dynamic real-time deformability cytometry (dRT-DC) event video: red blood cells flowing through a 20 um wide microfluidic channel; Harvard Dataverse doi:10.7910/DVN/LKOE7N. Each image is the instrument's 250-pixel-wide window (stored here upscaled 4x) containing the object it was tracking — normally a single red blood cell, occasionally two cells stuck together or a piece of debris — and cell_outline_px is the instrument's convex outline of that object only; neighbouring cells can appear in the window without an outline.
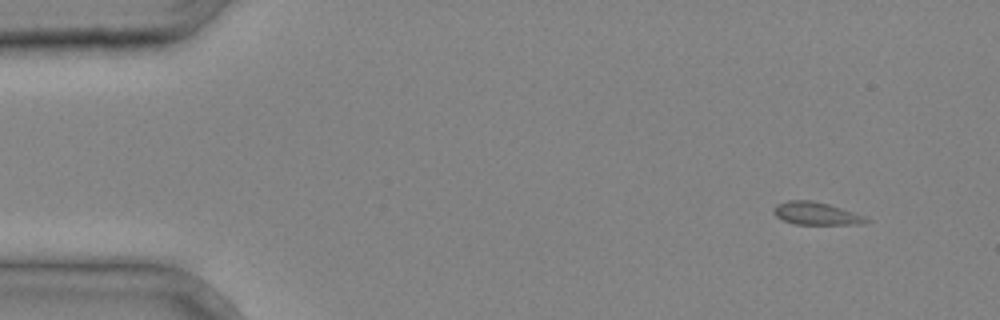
{"species": "common noctule bat (a hibernating species)", "species_latin": "Nyctalus noctula", "temperature_condition": "cold", "stored_images_in_passage": 5, "camera_frame_rate_fps": 3000, "um_per_image_px": 0.085, "animal": {"sex": "male", "body_mass_g": 20.4}, "frame": {"image": 1, "passage_image": 1, "time_ms": 0.0, "image_size_px": [1000, 320], "cell_outline_px": [[872, 220], [864, 224], [792, 224], [776, 216], [772, 212], [772, 208], [776, 204], [788, 200], [812, 200], [828, 204], [864, 216]], "centroid_in_image_um": [69.34, 18.15], "position_along_channel_um": 15.7, "area_um2": 12.25}}